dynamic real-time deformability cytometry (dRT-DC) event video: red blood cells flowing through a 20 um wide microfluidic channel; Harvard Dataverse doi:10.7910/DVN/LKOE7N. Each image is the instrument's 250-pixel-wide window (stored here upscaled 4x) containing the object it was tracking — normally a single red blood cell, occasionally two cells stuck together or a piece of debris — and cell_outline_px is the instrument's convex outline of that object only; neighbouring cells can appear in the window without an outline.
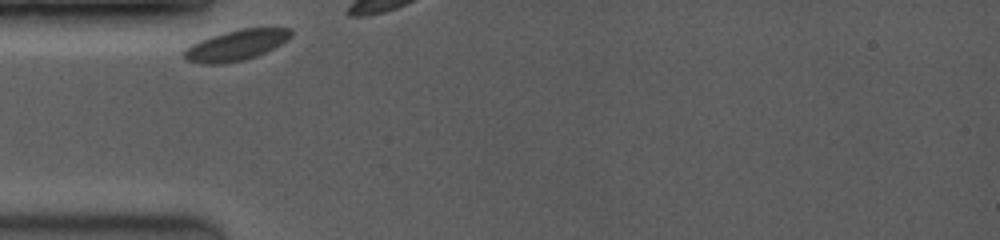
{"species": "common noctule bat (a hibernating species)", "species_latin": "Nyctalus noctula", "temperature_condition": "room temperature", "stored_images_in_passage": 4, "camera_frame_rate_fps": 3500, "um_per_image_px": 0.085, "animal": {"sex": "female", "body_mass_g": 19.0, "forearm_length_mm": 53.3}, "frame": {"image": 1, "passage_image": 1, "time_ms": 0.0, "image_size_px": [1000, 240], "cell_outline_px": [[292, 36], [280, 44], [256, 56], [244, 60], [224, 64], [204, 64], [184, 60], [184, 48], [200, 40], [224, 32], [240, 28], [292, 28]], "centroid_in_image_um": [20.04, 3.85], "position_along_channel_um": 65.0, "area_um2": 19.02}}